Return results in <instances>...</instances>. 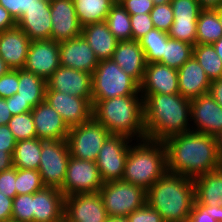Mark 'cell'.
<instances>
[{
	"label": "cell",
	"instance_id": "cell-20",
	"mask_svg": "<svg viewBox=\"0 0 222 222\" xmlns=\"http://www.w3.org/2000/svg\"><path fill=\"white\" fill-rule=\"evenodd\" d=\"M179 93L178 72L161 63H147L140 94Z\"/></svg>",
	"mask_w": 222,
	"mask_h": 222
},
{
	"label": "cell",
	"instance_id": "cell-58",
	"mask_svg": "<svg viewBox=\"0 0 222 222\" xmlns=\"http://www.w3.org/2000/svg\"><path fill=\"white\" fill-rule=\"evenodd\" d=\"M218 54V57L222 60V37L212 44Z\"/></svg>",
	"mask_w": 222,
	"mask_h": 222
},
{
	"label": "cell",
	"instance_id": "cell-30",
	"mask_svg": "<svg viewBox=\"0 0 222 222\" xmlns=\"http://www.w3.org/2000/svg\"><path fill=\"white\" fill-rule=\"evenodd\" d=\"M38 138L16 142L13 165L15 168L38 170L41 158V144Z\"/></svg>",
	"mask_w": 222,
	"mask_h": 222
},
{
	"label": "cell",
	"instance_id": "cell-44",
	"mask_svg": "<svg viewBox=\"0 0 222 222\" xmlns=\"http://www.w3.org/2000/svg\"><path fill=\"white\" fill-rule=\"evenodd\" d=\"M19 69H10L0 77V97L7 99L15 95L18 91Z\"/></svg>",
	"mask_w": 222,
	"mask_h": 222
},
{
	"label": "cell",
	"instance_id": "cell-36",
	"mask_svg": "<svg viewBox=\"0 0 222 222\" xmlns=\"http://www.w3.org/2000/svg\"><path fill=\"white\" fill-rule=\"evenodd\" d=\"M17 195L33 194L45 187L38 170L16 168Z\"/></svg>",
	"mask_w": 222,
	"mask_h": 222
},
{
	"label": "cell",
	"instance_id": "cell-1",
	"mask_svg": "<svg viewBox=\"0 0 222 222\" xmlns=\"http://www.w3.org/2000/svg\"><path fill=\"white\" fill-rule=\"evenodd\" d=\"M167 172L195 179L222 166L219 138L188 131L163 141Z\"/></svg>",
	"mask_w": 222,
	"mask_h": 222
},
{
	"label": "cell",
	"instance_id": "cell-11",
	"mask_svg": "<svg viewBox=\"0 0 222 222\" xmlns=\"http://www.w3.org/2000/svg\"><path fill=\"white\" fill-rule=\"evenodd\" d=\"M96 162L70 156L61 192L63 195L97 193L103 186Z\"/></svg>",
	"mask_w": 222,
	"mask_h": 222
},
{
	"label": "cell",
	"instance_id": "cell-28",
	"mask_svg": "<svg viewBox=\"0 0 222 222\" xmlns=\"http://www.w3.org/2000/svg\"><path fill=\"white\" fill-rule=\"evenodd\" d=\"M46 88L47 81L42 77L24 69H19L17 97L24 103H28L34 108L45 101Z\"/></svg>",
	"mask_w": 222,
	"mask_h": 222
},
{
	"label": "cell",
	"instance_id": "cell-53",
	"mask_svg": "<svg viewBox=\"0 0 222 222\" xmlns=\"http://www.w3.org/2000/svg\"><path fill=\"white\" fill-rule=\"evenodd\" d=\"M208 93L220 106H222V78L214 80L210 83Z\"/></svg>",
	"mask_w": 222,
	"mask_h": 222
},
{
	"label": "cell",
	"instance_id": "cell-24",
	"mask_svg": "<svg viewBox=\"0 0 222 222\" xmlns=\"http://www.w3.org/2000/svg\"><path fill=\"white\" fill-rule=\"evenodd\" d=\"M30 42L18 26L0 33V56L10 69H23Z\"/></svg>",
	"mask_w": 222,
	"mask_h": 222
},
{
	"label": "cell",
	"instance_id": "cell-5",
	"mask_svg": "<svg viewBox=\"0 0 222 222\" xmlns=\"http://www.w3.org/2000/svg\"><path fill=\"white\" fill-rule=\"evenodd\" d=\"M166 172V149L162 141L147 138L132 141L125 162L123 181L147 191Z\"/></svg>",
	"mask_w": 222,
	"mask_h": 222
},
{
	"label": "cell",
	"instance_id": "cell-15",
	"mask_svg": "<svg viewBox=\"0 0 222 222\" xmlns=\"http://www.w3.org/2000/svg\"><path fill=\"white\" fill-rule=\"evenodd\" d=\"M59 66V42L52 39L30 42L24 70L47 81Z\"/></svg>",
	"mask_w": 222,
	"mask_h": 222
},
{
	"label": "cell",
	"instance_id": "cell-59",
	"mask_svg": "<svg viewBox=\"0 0 222 222\" xmlns=\"http://www.w3.org/2000/svg\"><path fill=\"white\" fill-rule=\"evenodd\" d=\"M10 68L7 66L6 62L0 56V77L6 74Z\"/></svg>",
	"mask_w": 222,
	"mask_h": 222
},
{
	"label": "cell",
	"instance_id": "cell-29",
	"mask_svg": "<svg viewBox=\"0 0 222 222\" xmlns=\"http://www.w3.org/2000/svg\"><path fill=\"white\" fill-rule=\"evenodd\" d=\"M78 22L81 27L105 21L114 5L112 0H73Z\"/></svg>",
	"mask_w": 222,
	"mask_h": 222
},
{
	"label": "cell",
	"instance_id": "cell-62",
	"mask_svg": "<svg viewBox=\"0 0 222 222\" xmlns=\"http://www.w3.org/2000/svg\"><path fill=\"white\" fill-rule=\"evenodd\" d=\"M217 15H218V19L220 21V24L222 26V6L217 8Z\"/></svg>",
	"mask_w": 222,
	"mask_h": 222
},
{
	"label": "cell",
	"instance_id": "cell-47",
	"mask_svg": "<svg viewBox=\"0 0 222 222\" xmlns=\"http://www.w3.org/2000/svg\"><path fill=\"white\" fill-rule=\"evenodd\" d=\"M120 5L129 15L150 14L154 7L152 0H124Z\"/></svg>",
	"mask_w": 222,
	"mask_h": 222
},
{
	"label": "cell",
	"instance_id": "cell-4",
	"mask_svg": "<svg viewBox=\"0 0 222 222\" xmlns=\"http://www.w3.org/2000/svg\"><path fill=\"white\" fill-rule=\"evenodd\" d=\"M92 105V117L110 134L124 135L135 141L146 138L142 95L92 100Z\"/></svg>",
	"mask_w": 222,
	"mask_h": 222
},
{
	"label": "cell",
	"instance_id": "cell-51",
	"mask_svg": "<svg viewBox=\"0 0 222 222\" xmlns=\"http://www.w3.org/2000/svg\"><path fill=\"white\" fill-rule=\"evenodd\" d=\"M188 222H218L206 213L198 204H194Z\"/></svg>",
	"mask_w": 222,
	"mask_h": 222
},
{
	"label": "cell",
	"instance_id": "cell-26",
	"mask_svg": "<svg viewBox=\"0 0 222 222\" xmlns=\"http://www.w3.org/2000/svg\"><path fill=\"white\" fill-rule=\"evenodd\" d=\"M81 34L99 61L112 59L118 40L110 32L105 21L82 27Z\"/></svg>",
	"mask_w": 222,
	"mask_h": 222
},
{
	"label": "cell",
	"instance_id": "cell-14",
	"mask_svg": "<svg viewBox=\"0 0 222 222\" xmlns=\"http://www.w3.org/2000/svg\"><path fill=\"white\" fill-rule=\"evenodd\" d=\"M191 130L219 138L222 135V106L209 94L191 100Z\"/></svg>",
	"mask_w": 222,
	"mask_h": 222
},
{
	"label": "cell",
	"instance_id": "cell-65",
	"mask_svg": "<svg viewBox=\"0 0 222 222\" xmlns=\"http://www.w3.org/2000/svg\"><path fill=\"white\" fill-rule=\"evenodd\" d=\"M7 222H18V221H14V220H9V221H7Z\"/></svg>",
	"mask_w": 222,
	"mask_h": 222
},
{
	"label": "cell",
	"instance_id": "cell-27",
	"mask_svg": "<svg viewBox=\"0 0 222 222\" xmlns=\"http://www.w3.org/2000/svg\"><path fill=\"white\" fill-rule=\"evenodd\" d=\"M196 204L222 207V166L194 179Z\"/></svg>",
	"mask_w": 222,
	"mask_h": 222
},
{
	"label": "cell",
	"instance_id": "cell-2",
	"mask_svg": "<svg viewBox=\"0 0 222 222\" xmlns=\"http://www.w3.org/2000/svg\"><path fill=\"white\" fill-rule=\"evenodd\" d=\"M141 95L147 139L163 142L191 130V100L179 93Z\"/></svg>",
	"mask_w": 222,
	"mask_h": 222
},
{
	"label": "cell",
	"instance_id": "cell-10",
	"mask_svg": "<svg viewBox=\"0 0 222 222\" xmlns=\"http://www.w3.org/2000/svg\"><path fill=\"white\" fill-rule=\"evenodd\" d=\"M132 141L127 136L114 134H110L104 141L95 161L104 183L122 180Z\"/></svg>",
	"mask_w": 222,
	"mask_h": 222
},
{
	"label": "cell",
	"instance_id": "cell-3",
	"mask_svg": "<svg viewBox=\"0 0 222 222\" xmlns=\"http://www.w3.org/2000/svg\"><path fill=\"white\" fill-rule=\"evenodd\" d=\"M146 198L164 222H188L196 203L194 179L166 172L147 190Z\"/></svg>",
	"mask_w": 222,
	"mask_h": 222
},
{
	"label": "cell",
	"instance_id": "cell-45",
	"mask_svg": "<svg viewBox=\"0 0 222 222\" xmlns=\"http://www.w3.org/2000/svg\"><path fill=\"white\" fill-rule=\"evenodd\" d=\"M129 222H164L162 216L147 203L127 216Z\"/></svg>",
	"mask_w": 222,
	"mask_h": 222
},
{
	"label": "cell",
	"instance_id": "cell-55",
	"mask_svg": "<svg viewBox=\"0 0 222 222\" xmlns=\"http://www.w3.org/2000/svg\"><path fill=\"white\" fill-rule=\"evenodd\" d=\"M9 109V104L6 103V99L0 97V125H7L12 118Z\"/></svg>",
	"mask_w": 222,
	"mask_h": 222
},
{
	"label": "cell",
	"instance_id": "cell-7",
	"mask_svg": "<svg viewBox=\"0 0 222 222\" xmlns=\"http://www.w3.org/2000/svg\"><path fill=\"white\" fill-rule=\"evenodd\" d=\"M109 217H127L147 203V191L123 180L103 184L98 191Z\"/></svg>",
	"mask_w": 222,
	"mask_h": 222
},
{
	"label": "cell",
	"instance_id": "cell-16",
	"mask_svg": "<svg viewBox=\"0 0 222 222\" xmlns=\"http://www.w3.org/2000/svg\"><path fill=\"white\" fill-rule=\"evenodd\" d=\"M92 74L59 66L47 80L46 90L68 93L72 96L87 98L92 103Z\"/></svg>",
	"mask_w": 222,
	"mask_h": 222
},
{
	"label": "cell",
	"instance_id": "cell-32",
	"mask_svg": "<svg viewBox=\"0 0 222 222\" xmlns=\"http://www.w3.org/2000/svg\"><path fill=\"white\" fill-rule=\"evenodd\" d=\"M193 48L194 46L187 42L169 37L164 42L163 56L158 63L178 70L188 59L193 56Z\"/></svg>",
	"mask_w": 222,
	"mask_h": 222
},
{
	"label": "cell",
	"instance_id": "cell-46",
	"mask_svg": "<svg viewBox=\"0 0 222 222\" xmlns=\"http://www.w3.org/2000/svg\"><path fill=\"white\" fill-rule=\"evenodd\" d=\"M15 180L16 168L14 166L0 173V192L12 199L17 195Z\"/></svg>",
	"mask_w": 222,
	"mask_h": 222
},
{
	"label": "cell",
	"instance_id": "cell-61",
	"mask_svg": "<svg viewBox=\"0 0 222 222\" xmlns=\"http://www.w3.org/2000/svg\"><path fill=\"white\" fill-rule=\"evenodd\" d=\"M152 1H153L154 6L171 3V0H152Z\"/></svg>",
	"mask_w": 222,
	"mask_h": 222
},
{
	"label": "cell",
	"instance_id": "cell-13",
	"mask_svg": "<svg viewBox=\"0 0 222 222\" xmlns=\"http://www.w3.org/2000/svg\"><path fill=\"white\" fill-rule=\"evenodd\" d=\"M45 101L59 113L69 128L92 118L93 105L87 98L46 90Z\"/></svg>",
	"mask_w": 222,
	"mask_h": 222
},
{
	"label": "cell",
	"instance_id": "cell-35",
	"mask_svg": "<svg viewBox=\"0 0 222 222\" xmlns=\"http://www.w3.org/2000/svg\"><path fill=\"white\" fill-rule=\"evenodd\" d=\"M168 38L167 32L154 28L138 40L147 63H158L162 59L164 42Z\"/></svg>",
	"mask_w": 222,
	"mask_h": 222
},
{
	"label": "cell",
	"instance_id": "cell-57",
	"mask_svg": "<svg viewBox=\"0 0 222 222\" xmlns=\"http://www.w3.org/2000/svg\"><path fill=\"white\" fill-rule=\"evenodd\" d=\"M202 9H217L222 6V0H197Z\"/></svg>",
	"mask_w": 222,
	"mask_h": 222
},
{
	"label": "cell",
	"instance_id": "cell-48",
	"mask_svg": "<svg viewBox=\"0 0 222 222\" xmlns=\"http://www.w3.org/2000/svg\"><path fill=\"white\" fill-rule=\"evenodd\" d=\"M16 142L8 125H0V148H7V152L14 154Z\"/></svg>",
	"mask_w": 222,
	"mask_h": 222
},
{
	"label": "cell",
	"instance_id": "cell-42",
	"mask_svg": "<svg viewBox=\"0 0 222 222\" xmlns=\"http://www.w3.org/2000/svg\"><path fill=\"white\" fill-rule=\"evenodd\" d=\"M132 40H139L150 30L154 29L150 14L130 15Z\"/></svg>",
	"mask_w": 222,
	"mask_h": 222
},
{
	"label": "cell",
	"instance_id": "cell-37",
	"mask_svg": "<svg viewBox=\"0 0 222 222\" xmlns=\"http://www.w3.org/2000/svg\"><path fill=\"white\" fill-rule=\"evenodd\" d=\"M7 125L16 141L37 138L31 111L12 116Z\"/></svg>",
	"mask_w": 222,
	"mask_h": 222
},
{
	"label": "cell",
	"instance_id": "cell-54",
	"mask_svg": "<svg viewBox=\"0 0 222 222\" xmlns=\"http://www.w3.org/2000/svg\"><path fill=\"white\" fill-rule=\"evenodd\" d=\"M13 166V154L7 152V148H0V173Z\"/></svg>",
	"mask_w": 222,
	"mask_h": 222
},
{
	"label": "cell",
	"instance_id": "cell-49",
	"mask_svg": "<svg viewBox=\"0 0 222 222\" xmlns=\"http://www.w3.org/2000/svg\"><path fill=\"white\" fill-rule=\"evenodd\" d=\"M6 103L9 104V110L11 111L12 116L29 112L33 109L28 103H24L21 99H19L17 97V93L7 98Z\"/></svg>",
	"mask_w": 222,
	"mask_h": 222
},
{
	"label": "cell",
	"instance_id": "cell-12",
	"mask_svg": "<svg viewBox=\"0 0 222 222\" xmlns=\"http://www.w3.org/2000/svg\"><path fill=\"white\" fill-rule=\"evenodd\" d=\"M108 218L99 192L64 197L66 222H106Z\"/></svg>",
	"mask_w": 222,
	"mask_h": 222
},
{
	"label": "cell",
	"instance_id": "cell-31",
	"mask_svg": "<svg viewBox=\"0 0 222 222\" xmlns=\"http://www.w3.org/2000/svg\"><path fill=\"white\" fill-rule=\"evenodd\" d=\"M222 37L217 9H202L197 19L196 44H213Z\"/></svg>",
	"mask_w": 222,
	"mask_h": 222
},
{
	"label": "cell",
	"instance_id": "cell-63",
	"mask_svg": "<svg viewBox=\"0 0 222 222\" xmlns=\"http://www.w3.org/2000/svg\"><path fill=\"white\" fill-rule=\"evenodd\" d=\"M219 145H220V154L222 158V135L219 137Z\"/></svg>",
	"mask_w": 222,
	"mask_h": 222
},
{
	"label": "cell",
	"instance_id": "cell-41",
	"mask_svg": "<svg viewBox=\"0 0 222 222\" xmlns=\"http://www.w3.org/2000/svg\"><path fill=\"white\" fill-rule=\"evenodd\" d=\"M150 17L156 29L168 32L174 22V13L171 3L155 5L150 12Z\"/></svg>",
	"mask_w": 222,
	"mask_h": 222
},
{
	"label": "cell",
	"instance_id": "cell-21",
	"mask_svg": "<svg viewBox=\"0 0 222 222\" xmlns=\"http://www.w3.org/2000/svg\"><path fill=\"white\" fill-rule=\"evenodd\" d=\"M51 9L50 0H42L41 4L32 5L17 21V26L34 40L51 39Z\"/></svg>",
	"mask_w": 222,
	"mask_h": 222
},
{
	"label": "cell",
	"instance_id": "cell-22",
	"mask_svg": "<svg viewBox=\"0 0 222 222\" xmlns=\"http://www.w3.org/2000/svg\"><path fill=\"white\" fill-rule=\"evenodd\" d=\"M64 197L60 189L52 187L33 193V222H63Z\"/></svg>",
	"mask_w": 222,
	"mask_h": 222
},
{
	"label": "cell",
	"instance_id": "cell-50",
	"mask_svg": "<svg viewBox=\"0 0 222 222\" xmlns=\"http://www.w3.org/2000/svg\"><path fill=\"white\" fill-rule=\"evenodd\" d=\"M13 199L0 192V222L11 220Z\"/></svg>",
	"mask_w": 222,
	"mask_h": 222
},
{
	"label": "cell",
	"instance_id": "cell-64",
	"mask_svg": "<svg viewBox=\"0 0 222 222\" xmlns=\"http://www.w3.org/2000/svg\"><path fill=\"white\" fill-rule=\"evenodd\" d=\"M124 0H112L114 4H121Z\"/></svg>",
	"mask_w": 222,
	"mask_h": 222
},
{
	"label": "cell",
	"instance_id": "cell-52",
	"mask_svg": "<svg viewBox=\"0 0 222 222\" xmlns=\"http://www.w3.org/2000/svg\"><path fill=\"white\" fill-rule=\"evenodd\" d=\"M17 26L10 13L0 5V33Z\"/></svg>",
	"mask_w": 222,
	"mask_h": 222
},
{
	"label": "cell",
	"instance_id": "cell-8",
	"mask_svg": "<svg viewBox=\"0 0 222 222\" xmlns=\"http://www.w3.org/2000/svg\"><path fill=\"white\" fill-rule=\"evenodd\" d=\"M109 131L93 117L78 126L71 127L67 135L70 156L95 162Z\"/></svg>",
	"mask_w": 222,
	"mask_h": 222
},
{
	"label": "cell",
	"instance_id": "cell-34",
	"mask_svg": "<svg viewBox=\"0 0 222 222\" xmlns=\"http://www.w3.org/2000/svg\"><path fill=\"white\" fill-rule=\"evenodd\" d=\"M105 22L118 41L132 40L130 15L120 4H114Z\"/></svg>",
	"mask_w": 222,
	"mask_h": 222
},
{
	"label": "cell",
	"instance_id": "cell-18",
	"mask_svg": "<svg viewBox=\"0 0 222 222\" xmlns=\"http://www.w3.org/2000/svg\"><path fill=\"white\" fill-rule=\"evenodd\" d=\"M60 66L70 67L93 74L99 60L81 34L73 39L59 42Z\"/></svg>",
	"mask_w": 222,
	"mask_h": 222
},
{
	"label": "cell",
	"instance_id": "cell-38",
	"mask_svg": "<svg viewBox=\"0 0 222 222\" xmlns=\"http://www.w3.org/2000/svg\"><path fill=\"white\" fill-rule=\"evenodd\" d=\"M11 220L33 222V194L16 195L13 198Z\"/></svg>",
	"mask_w": 222,
	"mask_h": 222
},
{
	"label": "cell",
	"instance_id": "cell-9",
	"mask_svg": "<svg viewBox=\"0 0 222 222\" xmlns=\"http://www.w3.org/2000/svg\"><path fill=\"white\" fill-rule=\"evenodd\" d=\"M69 158L66 140L43 141L38 172L45 187L63 188Z\"/></svg>",
	"mask_w": 222,
	"mask_h": 222
},
{
	"label": "cell",
	"instance_id": "cell-6",
	"mask_svg": "<svg viewBox=\"0 0 222 222\" xmlns=\"http://www.w3.org/2000/svg\"><path fill=\"white\" fill-rule=\"evenodd\" d=\"M92 100L141 95L140 85L113 60L99 61L92 74Z\"/></svg>",
	"mask_w": 222,
	"mask_h": 222
},
{
	"label": "cell",
	"instance_id": "cell-19",
	"mask_svg": "<svg viewBox=\"0 0 222 222\" xmlns=\"http://www.w3.org/2000/svg\"><path fill=\"white\" fill-rule=\"evenodd\" d=\"M36 136L43 141L66 140L70 128L46 101L31 110Z\"/></svg>",
	"mask_w": 222,
	"mask_h": 222
},
{
	"label": "cell",
	"instance_id": "cell-23",
	"mask_svg": "<svg viewBox=\"0 0 222 222\" xmlns=\"http://www.w3.org/2000/svg\"><path fill=\"white\" fill-rule=\"evenodd\" d=\"M177 72L181 96L193 100L208 93L211 81L194 56L188 59Z\"/></svg>",
	"mask_w": 222,
	"mask_h": 222
},
{
	"label": "cell",
	"instance_id": "cell-40",
	"mask_svg": "<svg viewBox=\"0 0 222 222\" xmlns=\"http://www.w3.org/2000/svg\"><path fill=\"white\" fill-rule=\"evenodd\" d=\"M170 38L196 45L197 21H174L167 32Z\"/></svg>",
	"mask_w": 222,
	"mask_h": 222
},
{
	"label": "cell",
	"instance_id": "cell-33",
	"mask_svg": "<svg viewBox=\"0 0 222 222\" xmlns=\"http://www.w3.org/2000/svg\"><path fill=\"white\" fill-rule=\"evenodd\" d=\"M193 56L205 70L211 82L222 78V60L212 44H196L193 48Z\"/></svg>",
	"mask_w": 222,
	"mask_h": 222
},
{
	"label": "cell",
	"instance_id": "cell-43",
	"mask_svg": "<svg viewBox=\"0 0 222 222\" xmlns=\"http://www.w3.org/2000/svg\"><path fill=\"white\" fill-rule=\"evenodd\" d=\"M42 0H0V5L6 9L17 22L19 18L34 4H41Z\"/></svg>",
	"mask_w": 222,
	"mask_h": 222
},
{
	"label": "cell",
	"instance_id": "cell-17",
	"mask_svg": "<svg viewBox=\"0 0 222 222\" xmlns=\"http://www.w3.org/2000/svg\"><path fill=\"white\" fill-rule=\"evenodd\" d=\"M51 39L62 42L81 35L73 0H50Z\"/></svg>",
	"mask_w": 222,
	"mask_h": 222
},
{
	"label": "cell",
	"instance_id": "cell-60",
	"mask_svg": "<svg viewBox=\"0 0 222 222\" xmlns=\"http://www.w3.org/2000/svg\"><path fill=\"white\" fill-rule=\"evenodd\" d=\"M106 222H129L127 217H109Z\"/></svg>",
	"mask_w": 222,
	"mask_h": 222
},
{
	"label": "cell",
	"instance_id": "cell-56",
	"mask_svg": "<svg viewBox=\"0 0 222 222\" xmlns=\"http://www.w3.org/2000/svg\"><path fill=\"white\" fill-rule=\"evenodd\" d=\"M206 213L215 218L216 221L222 222V207L199 205Z\"/></svg>",
	"mask_w": 222,
	"mask_h": 222
},
{
	"label": "cell",
	"instance_id": "cell-39",
	"mask_svg": "<svg viewBox=\"0 0 222 222\" xmlns=\"http://www.w3.org/2000/svg\"><path fill=\"white\" fill-rule=\"evenodd\" d=\"M174 21H197L202 7L197 0H171Z\"/></svg>",
	"mask_w": 222,
	"mask_h": 222
},
{
	"label": "cell",
	"instance_id": "cell-25",
	"mask_svg": "<svg viewBox=\"0 0 222 222\" xmlns=\"http://www.w3.org/2000/svg\"><path fill=\"white\" fill-rule=\"evenodd\" d=\"M112 59L139 85L142 83L147 62L139 41H119Z\"/></svg>",
	"mask_w": 222,
	"mask_h": 222
}]
</instances>
